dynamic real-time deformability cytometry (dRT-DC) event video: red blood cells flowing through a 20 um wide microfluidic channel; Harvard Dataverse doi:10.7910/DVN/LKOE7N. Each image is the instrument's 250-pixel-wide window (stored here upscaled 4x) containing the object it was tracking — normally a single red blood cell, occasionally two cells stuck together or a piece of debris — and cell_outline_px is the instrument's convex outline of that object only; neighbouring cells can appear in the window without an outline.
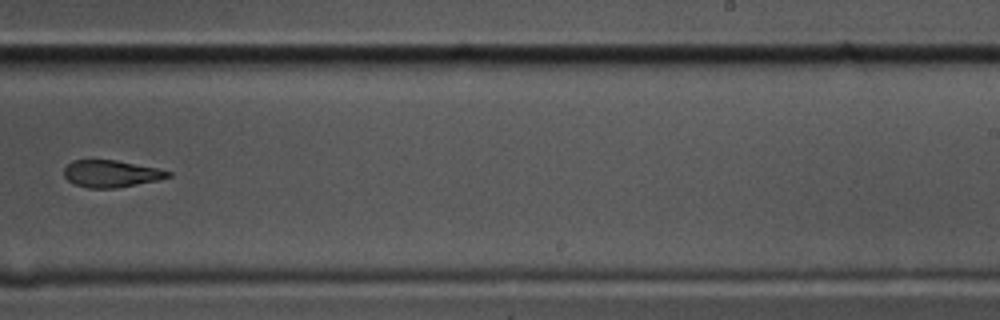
{"species": "common noctule bat (a hibernating species)", "species_latin": "Nyctalus noctula", "temperature_condition": "cold", "stored_images_in_passage": 11, "camera_frame_rate_fps": 3000, "um_per_image_px": 0.085, "animal": {"sex": "male", "body_mass_g": 17.5, "forearm_length_mm": 52.3}, "frame": {"image": 1, "passage_image": 7, "time_ms": 2.0, "image_size_px": [1000, 320], "cell_outline_px": [[172, 176], [156, 180], [116, 188], [88, 188], [72, 184], [64, 176], [64, 168], [72, 160], [116, 160], [156, 168], [172, 172]], "centroid_in_image_um": [9.4, 14.77], "position_along_channel_um": 279.6, "area_um2": 16.3}}
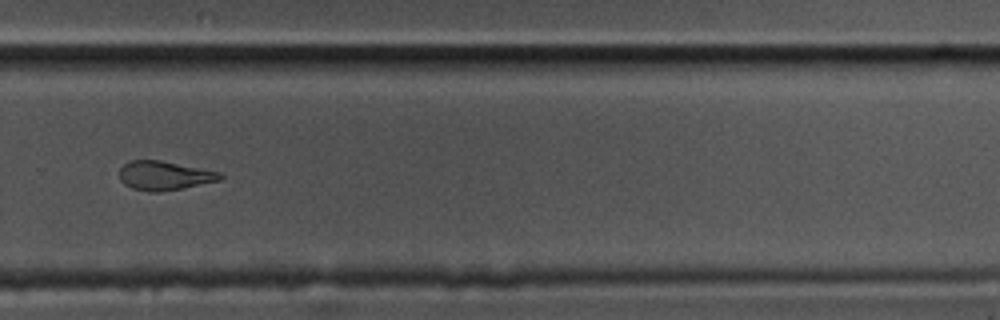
{"frame": {"image": 2, "passage_image": 8, "time_ms": 2.333, "image_size_px": [1000, 320], "cell_outline_px": [[224, 176], [220, 180], [160, 192], [152, 192], [132, 188], [124, 184], [120, 180], [120, 168], [128, 160], [160, 160], [220, 172]], "centroid_in_image_um": [13.94, 14.92], "position_along_channel_um": 315.9, "area_um2": 16.88}}